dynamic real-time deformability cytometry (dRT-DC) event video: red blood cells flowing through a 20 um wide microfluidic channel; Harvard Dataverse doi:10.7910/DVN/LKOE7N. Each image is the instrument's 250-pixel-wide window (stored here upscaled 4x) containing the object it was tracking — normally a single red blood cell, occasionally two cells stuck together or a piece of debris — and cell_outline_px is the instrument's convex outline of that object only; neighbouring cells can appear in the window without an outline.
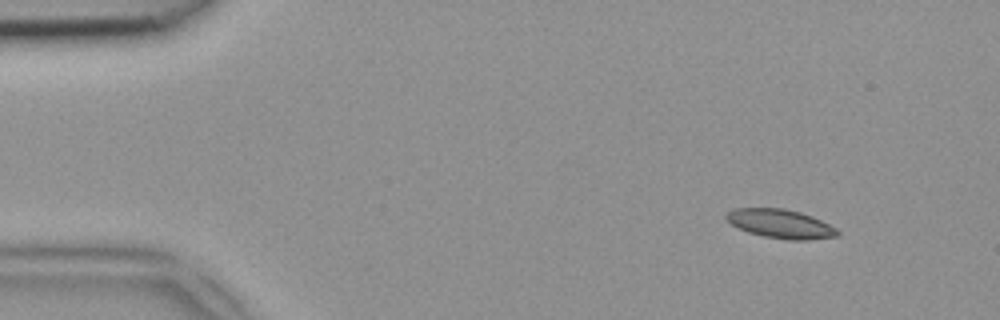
{"species": "common noctule bat (a hibernating species)", "species_latin": "Nyctalus noctula", "temperature_condition": "room temperature", "stored_images_in_passage": 48, "camera_frame_rate_fps": 3000, "um_per_image_px": 0.085, "animal": {"sex": "female", "body_mass_g": 18.4}, "frame": {"image": 1, "passage_image": 5, "time_ms": 1.333, "image_size_px": [1000, 320], "cell_outline_px": [[840, 236], [808, 240], [788, 240], [764, 236], [748, 232], [732, 224], [724, 216], [728, 212], [736, 208], [784, 208], [800, 212], [812, 216], [836, 228], [840, 232]], "centroid_in_image_um": [66.38, 19.03], "position_along_channel_um": 18.6, "area_um2": 18.67}}
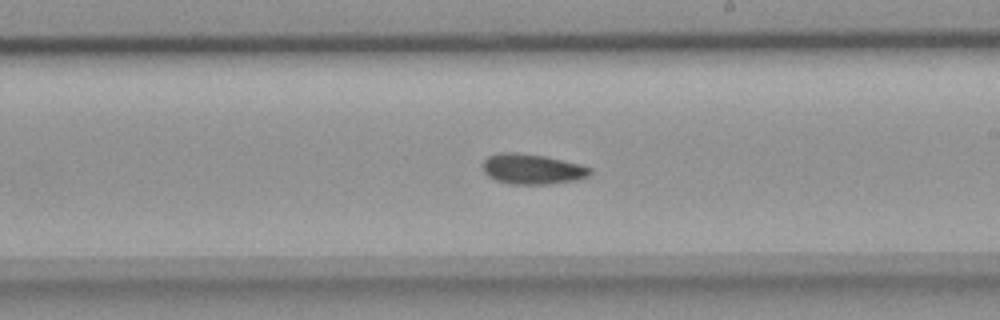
{"frame": {"image": 2, "passage_image": 28, "time_ms": 9.0, "image_size_px": [1000, 320], "cell_outline_px": [[592, 172], [588, 176], [576, 180], [548, 184], [512, 184], [496, 180], [488, 176], [484, 172], [484, 160], [488, 156], [500, 152], [516, 152], [544, 156], [580, 164], [592, 168]], "centroid_in_image_um": [45.25, 14.37], "position_along_channel_um": 243.8, "area_um2": 18.84}}
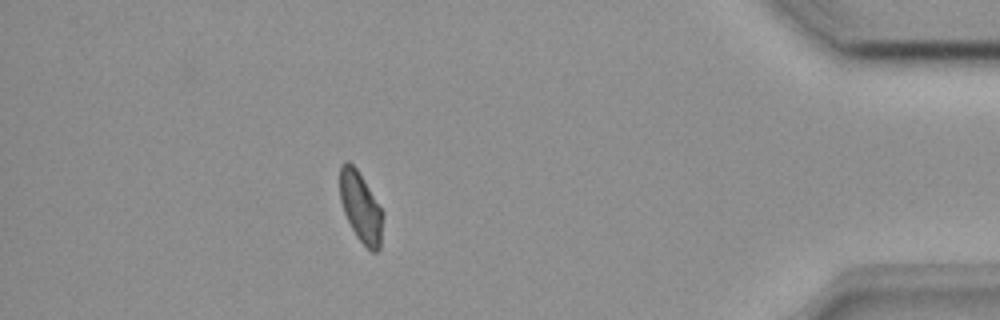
{"frame": {"image": 3, "passage_image": 43, "time_ms": 14.0, "image_size_px": [1000, 320], "cell_outline_px": [[384, 216], [380, 248], [376, 252], [372, 252], [356, 236], [344, 212], [340, 200], [340, 164], [344, 160], [348, 160], [356, 168], [384, 212]], "centroid_in_image_um": [30.67, 17.6], "position_along_channel_um": 404.5, "area_um2": 17.57}}